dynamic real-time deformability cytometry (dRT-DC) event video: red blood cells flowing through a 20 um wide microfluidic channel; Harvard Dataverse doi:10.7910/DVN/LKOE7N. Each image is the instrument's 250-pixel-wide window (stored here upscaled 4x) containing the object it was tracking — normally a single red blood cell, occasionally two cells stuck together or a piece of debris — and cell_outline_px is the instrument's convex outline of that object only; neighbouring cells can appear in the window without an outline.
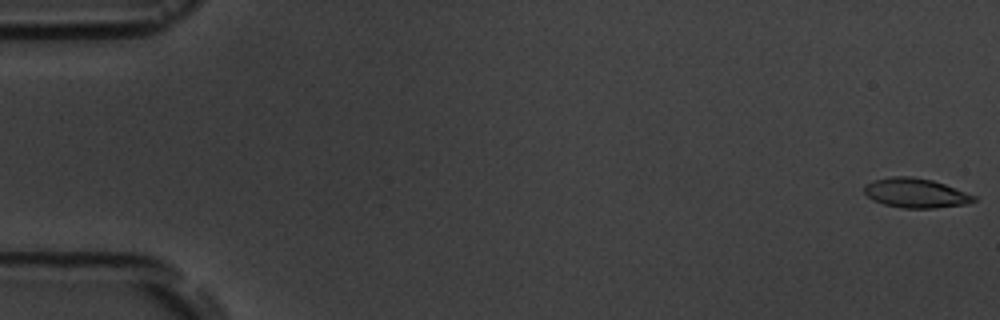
{"species": "common noctule bat (a hibernating species)", "species_latin": "Nyctalus noctula", "temperature_condition": "room temperature", "stored_images_in_passage": 11, "camera_frame_rate_fps": 3000, "um_per_image_px": 0.085, "animal": {"sex": "male", "body_mass_g": 19.5, "forearm_length_mm": 54.6}, "frame": {"image": 1, "passage_image": 1, "time_ms": 0.0, "image_size_px": [1000, 320], "cell_outline_px": [[976, 200], [968, 204], [936, 208], [904, 208], [884, 204], [872, 200], [864, 192], [864, 184], [876, 180], [892, 176], [912, 176], [932, 180], [944, 184], [976, 196]], "centroid_in_image_um": [77.83, 16.41], "position_along_channel_um": 7.2, "area_um2": 18.79}}
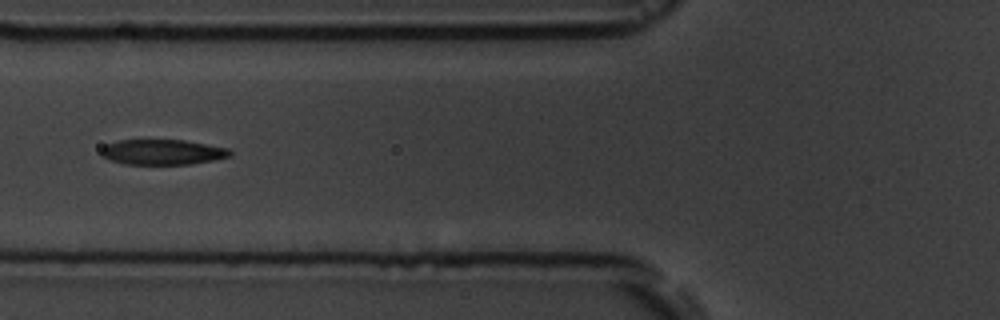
{"frame": {"image": 2, "passage_image": 7, "time_ms": 7.0, "image_size_px": [1000, 320], "cell_outline_px": [[232, 156], [192, 164], [124, 164], [108, 160], [100, 156], [100, 148], [104, 144], [116, 140], [184, 140], [228, 148], [232, 152]], "centroid_in_image_um": [13.74, 12.92], "position_along_channel_um": 112.1, "area_um2": 19.25}}
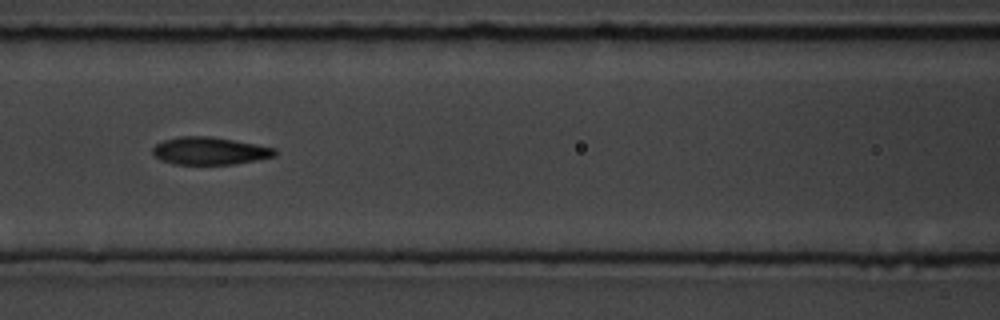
{"frame": {"image": 3, "passage_image": 8, "time_ms": 8.0, "image_size_px": [1000, 320], "cell_outline_px": [[276, 156], [232, 164], [176, 164], [160, 160], [152, 152], [152, 148], [156, 144], [164, 140], [180, 136], [212, 136], [256, 144], [276, 148]], "centroid_in_image_um": [17.82, 12.81], "position_along_channel_um": 148.8, "area_um2": 19.54}}